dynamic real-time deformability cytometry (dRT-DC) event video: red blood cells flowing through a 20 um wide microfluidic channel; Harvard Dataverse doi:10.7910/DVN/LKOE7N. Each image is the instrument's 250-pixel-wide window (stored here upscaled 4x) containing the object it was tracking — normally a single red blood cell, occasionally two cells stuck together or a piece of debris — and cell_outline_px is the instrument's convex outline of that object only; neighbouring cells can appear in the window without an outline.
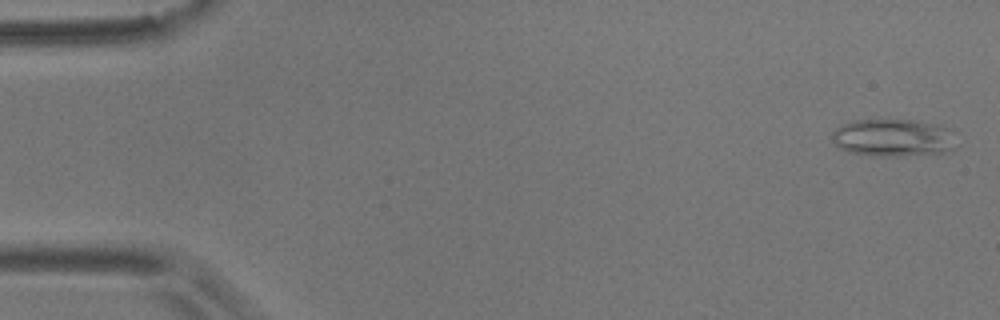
{"species": "common noctule bat (a hibernating species)", "species_latin": "Nyctalus noctula", "temperature_condition": "room temperature", "stored_images_in_passage": 6, "camera_frame_rate_fps": 3000, "um_per_image_px": 0.085, "animal": {"sex": "male", "body_mass_g": 17.9}, "frame": {"image": 1, "passage_image": 1, "time_ms": 0.0, "image_size_px": [1000, 320], "cell_outline_px": [[956, 148], [944, 152], [900, 156], [872, 156], [848, 152], [840, 148], [832, 140], [832, 132], [840, 124], [852, 120], [912, 120], [940, 124], [944, 128]], "centroid_in_image_um": [75.81, 11.71], "position_along_channel_um": 9.2, "area_um2": 26.93}}
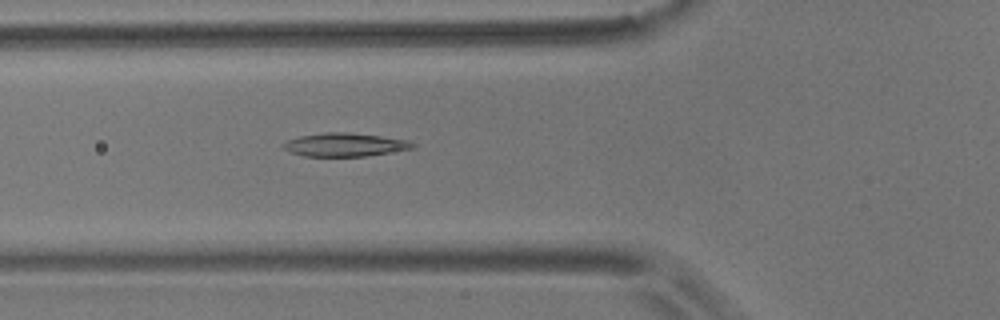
{"frame": {"image": 2, "passage_image": 6, "time_ms": 6.0, "image_size_px": [1000, 320], "cell_outline_px": [[416, 148], [364, 156], [304, 156], [292, 152], [284, 148], [280, 144], [288, 140], [300, 136], [324, 132], [348, 132], [380, 136], [408, 140], [416, 144]], "centroid_in_image_um": [29.33, 12.29], "position_along_channel_um": 96.5, "area_um2": 17.57}}